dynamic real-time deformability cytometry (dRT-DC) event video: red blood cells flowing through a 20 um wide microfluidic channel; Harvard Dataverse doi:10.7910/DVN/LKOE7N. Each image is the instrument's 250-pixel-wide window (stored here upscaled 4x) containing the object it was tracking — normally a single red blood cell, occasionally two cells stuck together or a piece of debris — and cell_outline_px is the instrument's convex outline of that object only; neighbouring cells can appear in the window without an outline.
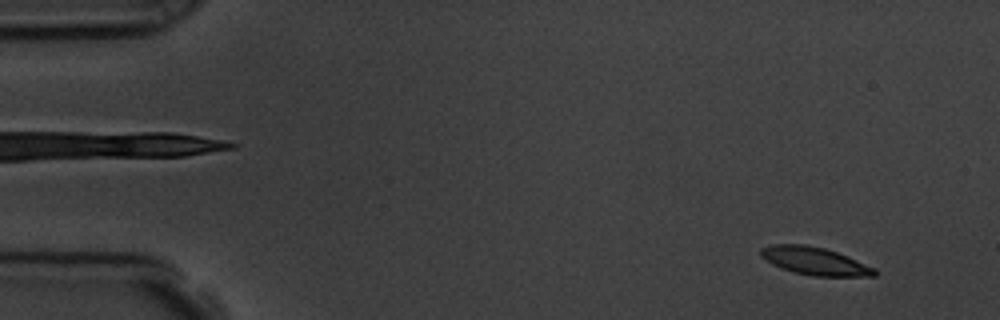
{"species": "common noctule bat (a hibernating species)", "species_latin": "Nyctalus noctula", "temperature_condition": "room temperature", "stored_images_in_passage": 9, "camera_frame_rate_fps": 3000, "um_per_image_px": 0.085, "animal": {"sex": "male", "body_mass_g": 19.5, "forearm_length_mm": 54.6}, "frame": {"image": 1, "passage_image": 1, "time_ms": 0.0, "image_size_px": [1000, 320], "cell_outline_px": [[876, 276], [812, 276], [792, 272], [780, 268], [772, 264], [760, 256], [760, 248], [772, 244], [804, 244], [824, 248], [836, 252], [876, 268]], "centroid_in_image_um": [69.22, 22.19], "position_along_channel_um": 15.8, "area_um2": 18.44}}